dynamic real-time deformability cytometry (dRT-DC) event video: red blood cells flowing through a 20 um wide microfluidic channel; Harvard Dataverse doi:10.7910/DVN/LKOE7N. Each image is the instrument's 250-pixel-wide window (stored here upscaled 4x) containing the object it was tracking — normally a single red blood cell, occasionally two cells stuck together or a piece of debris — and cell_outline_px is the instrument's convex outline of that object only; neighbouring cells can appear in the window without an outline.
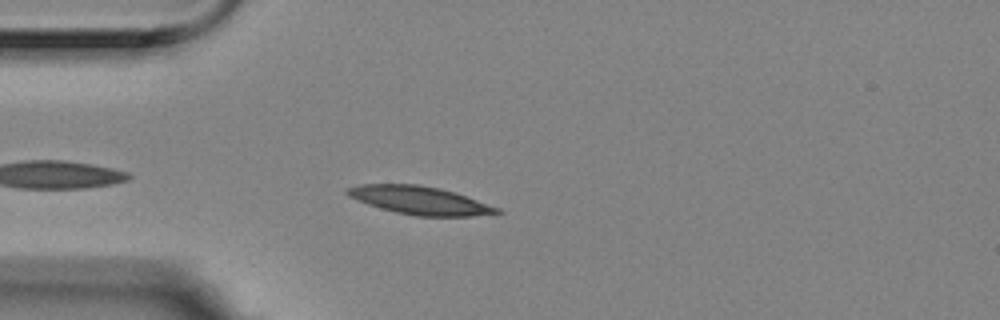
{"species": "Egyptian fruit bat (a non-hibernating species)", "species_latin": "Rousettus aegyptiacus", "temperature_condition": "room temperature", "stored_images_in_passage": 3, "camera_frame_rate_fps": 3000, "um_per_image_px": 0.085, "animal": {"sex": "female"}, "frame": {"image": 1, "passage_image": 2, "time_ms": 0.333, "image_size_px": [1000, 320], "cell_outline_px": [[504, 212], [472, 216], [416, 216], [396, 212], [380, 208], [368, 204], [348, 196], [344, 192], [348, 188], [360, 184], [420, 184], [440, 188], [500, 208]], "centroid_in_image_um": [35.65, 17.03], "position_along_channel_um": 49.3, "area_um2": 24.28}}